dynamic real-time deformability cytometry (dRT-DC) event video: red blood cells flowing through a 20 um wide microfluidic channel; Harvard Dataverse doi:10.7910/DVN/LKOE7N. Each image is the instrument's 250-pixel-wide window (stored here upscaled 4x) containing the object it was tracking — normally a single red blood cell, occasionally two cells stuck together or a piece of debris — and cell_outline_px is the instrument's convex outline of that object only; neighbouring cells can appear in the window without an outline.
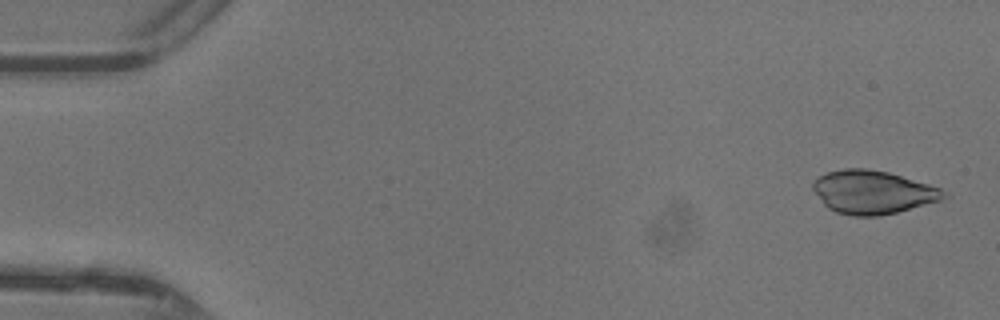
{"species": "common noctule bat (a hibernating species)", "species_latin": "Nyctalus noctula", "temperature_condition": "warm", "stored_images_in_passage": 17, "camera_frame_rate_fps": 3000, "um_per_image_px": 0.085, "animal": {"sex": "female"}, "frame": {"image": 1, "passage_image": 2, "time_ms": 0.333, "image_size_px": [1000, 320], "cell_outline_px": [[952, 196], [940, 200], [896, 212], [880, 216], [852, 216], [836, 212], [828, 208], [824, 204], [812, 188], [812, 184], [820, 176], [828, 172], [844, 168], [868, 168], [888, 172], [928, 184], [940, 188], [948, 192]], "centroid_in_image_um": [74.21, 16.33], "position_along_channel_um": 10.8, "area_um2": 32.95}}
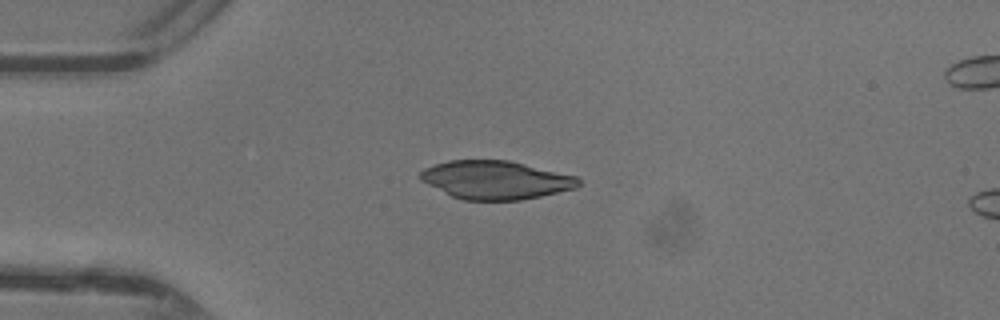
{"frame": {"image": 2, "passage_image": 12, "time_ms": 3.667, "image_size_px": [1000, 320], "cell_outline_px": [[580, 184], [576, 188], [540, 196], [520, 200], [464, 200], [452, 196], [420, 180], [420, 172], [424, 168], [448, 160], [508, 160], [576, 176], [580, 180]], "centroid_in_image_um": [42.13, 15.29], "position_along_channel_um": 42.9, "area_um2": 35.08}}